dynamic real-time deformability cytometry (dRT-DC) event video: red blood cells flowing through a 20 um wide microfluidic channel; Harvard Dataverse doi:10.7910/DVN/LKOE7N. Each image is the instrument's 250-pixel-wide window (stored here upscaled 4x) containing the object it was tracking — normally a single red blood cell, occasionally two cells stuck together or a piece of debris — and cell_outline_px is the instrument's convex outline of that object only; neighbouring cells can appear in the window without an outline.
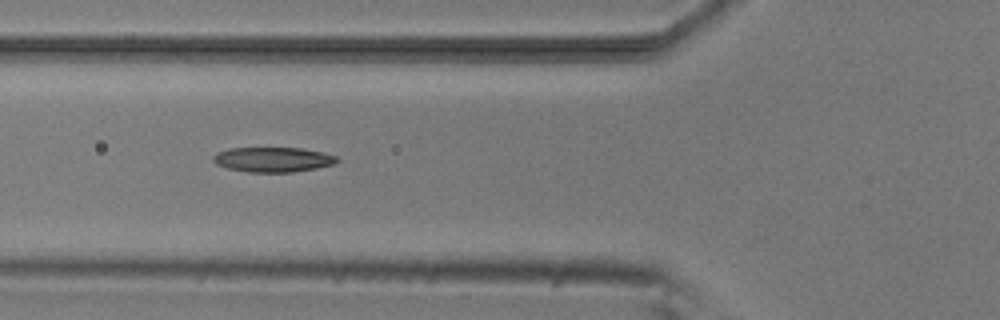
{"species": "common noctule bat (a hibernating species)", "species_latin": "Nyctalus noctula", "temperature_condition": "room temperature", "stored_images_in_passage": 7, "camera_frame_rate_fps": 3000, "um_per_image_px": 0.085, "animal": {"sex": "male", "body_mass_g": 20.5, "forearm_length_mm": 52.5}, "frame": {"image": 1, "passage_image": 5, "time_ms": 5.333, "image_size_px": [1000, 320], "cell_outline_px": [[340, 160], [336, 164], [316, 168], [292, 172], [248, 172], [228, 168], [216, 164], [212, 160], [212, 156], [216, 152], [228, 148], [300, 148], [324, 152], [336, 156]], "centroid_in_image_um": [23.2, 13.56], "position_along_channel_um": 102.6, "area_um2": 18.09}}
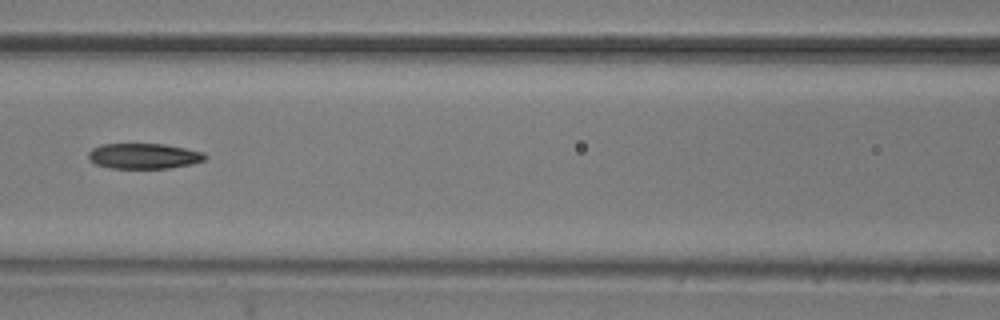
{"frame": {"image": 2, "passage_image": 6, "time_ms": 6.667, "image_size_px": [1000, 320], "cell_outline_px": [[208, 156], [204, 160], [192, 164], [168, 168], [112, 168], [96, 164], [88, 160], [88, 152], [92, 148], [100, 144], [164, 144], [204, 152]], "centroid_in_image_um": [12.21, 13.26], "position_along_channel_um": 154.4, "area_um2": 17.34}}
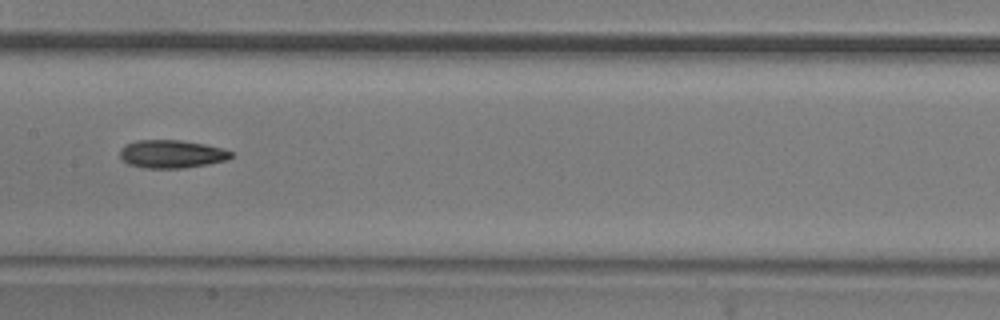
{"frame": {"image": 3, "passage_image": 7, "time_ms": 7.667, "image_size_px": [1000, 320], "cell_outline_px": [[232, 156], [228, 160], [208, 164], [184, 168], [144, 168], [128, 164], [120, 156], [120, 148], [124, 144], [136, 140], [180, 140], [204, 144], [220, 148], [232, 152]], "centroid_in_image_um": [14.56, 13.09], "position_along_channel_um": 192.8, "area_um2": 18.21}}